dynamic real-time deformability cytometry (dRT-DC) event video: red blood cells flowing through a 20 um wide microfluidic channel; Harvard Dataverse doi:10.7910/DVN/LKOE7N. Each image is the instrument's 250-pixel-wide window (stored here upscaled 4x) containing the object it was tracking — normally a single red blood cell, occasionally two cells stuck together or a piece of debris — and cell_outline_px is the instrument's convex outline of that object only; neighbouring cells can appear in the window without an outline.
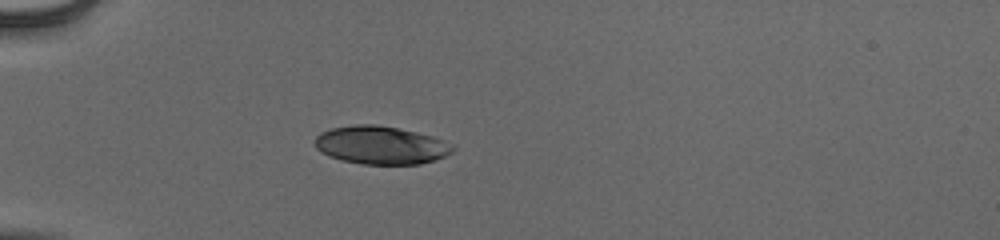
{"species": "human", "species_latin": "Homo sapiens", "temperature_condition": "cold", "stored_images_in_passage": 38, "camera_frame_rate_fps": 3000, "um_per_image_px": 0.085, "donor": {"sex": "male"}, "frame": {"image": 1, "passage_image": 1, "time_ms": 0.0, "image_size_px": [1000, 240], "cell_outline_px": [[456, 148], [452, 152], [436, 160], [420, 164], [364, 164], [340, 160], [328, 156], [320, 152], [316, 148], [316, 136], [320, 132], [332, 128], [356, 124], [376, 124], [416, 132], [432, 136], [452, 144]], "centroid_in_image_um": [32.37, 12.34], "position_along_channel_um": 52.6, "area_um2": 30.63}}
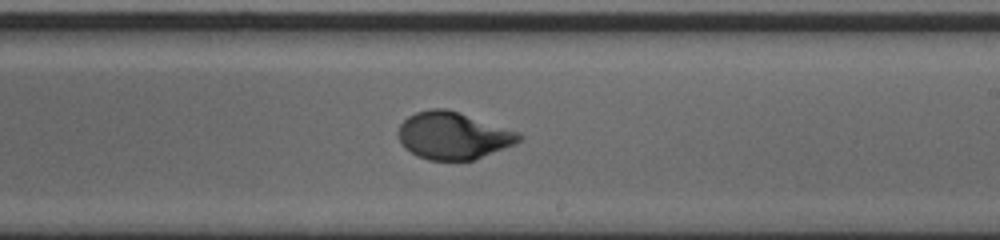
{"frame": {"image": 2, "passage_image": 18, "time_ms": 5.667, "image_size_px": [1000, 240], "cell_outline_px": [[524, 136], [516, 144], [476, 160], [428, 160], [416, 156], [404, 148], [400, 140], [400, 124], [408, 116], [416, 112], [428, 108], [448, 108], [520, 132]], "centroid_in_image_um": [38.56, 11.53], "position_along_channel_um": 250.4, "area_um2": 33.58}}
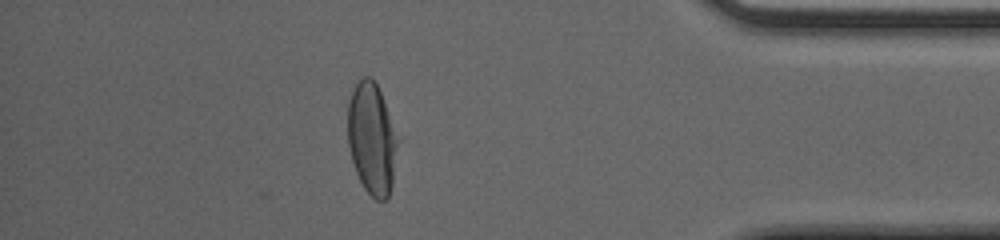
{"frame": {"image": 3, "passage_image": 32, "time_ms": 10.333, "image_size_px": [1000, 240], "cell_outline_px": [[400, 140], [392, 184], [388, 196], [384, 200], [376, 200], [364, 188], [356, 172], [352, 160], [348, 144], [348, 100], [352, 88], [364, 76], [372, 76], [380, 92]], "centroid_in_image_um": [31.62, 11.77], "position_along_channel_um": 403.6, "area_um2": 32.71}, "authors_computed_cell_mechanics": {"area_um2": 32.9171, "velocity_mm_per_s": 3.9049, "shape_relaxation_time_tau1_ms": 3.0946, "shape_relaxation_time_tau2_ms": null, "deformation_change_tau1": 0.1784, "deformation_change_tau2": null}}